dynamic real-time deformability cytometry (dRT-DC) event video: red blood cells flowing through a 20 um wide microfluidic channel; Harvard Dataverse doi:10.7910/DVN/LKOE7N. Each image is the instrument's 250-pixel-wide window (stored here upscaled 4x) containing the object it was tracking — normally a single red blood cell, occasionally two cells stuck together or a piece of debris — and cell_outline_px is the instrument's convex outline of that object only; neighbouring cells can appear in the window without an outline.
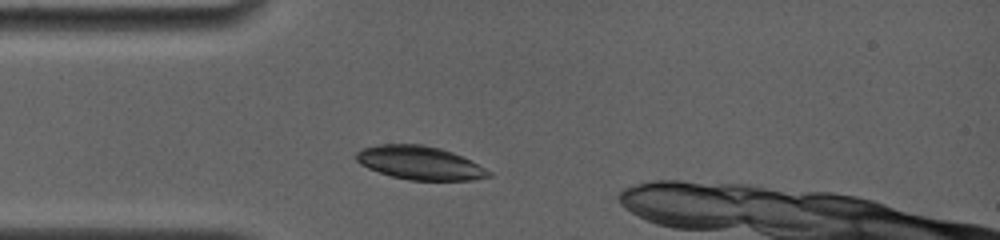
{"species": "common noctule bat (a hibernating species)", "species_latin": "Nyctalus noctula", "temperature_condition": "room temperature", "stored_images_in_passage": 3, "camera_frame_rate_fps": 4000, "um_per_image_px": 0.085, "animal": {"sex": "female", "body_mass_g": 19.0, "forearm_length_mm": 56.7}, "frame": {"image": 1, "passage_image": 3, "time_ms": 2.0, "image_size_px": [1000, 240], "cell_outline_px": [[492, 176], [472, 180], [408, 180], [392, 176], [368, 168], [360, 164], [356, 160], [356, 152], [364, 148], [380, 144], [424, 144], [440, 148], [452, 152], [492, 172]], "centroid_in_image_um": [35.67, 13.84], "position_along_channel_um": 49.3, "area_um2": 25.61}}